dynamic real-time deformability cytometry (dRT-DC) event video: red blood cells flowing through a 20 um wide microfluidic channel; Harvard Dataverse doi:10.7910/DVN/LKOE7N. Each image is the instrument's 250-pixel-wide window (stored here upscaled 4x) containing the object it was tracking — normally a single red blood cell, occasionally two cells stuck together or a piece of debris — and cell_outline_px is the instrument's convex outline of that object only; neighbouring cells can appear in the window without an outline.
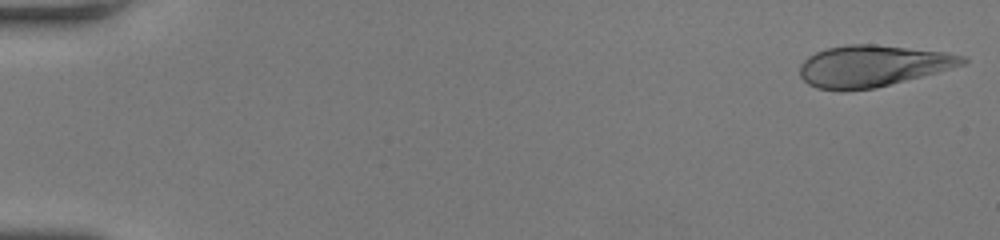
{"species": "human", "species_latin": "Homo sapiens", "temperature_condition": "room temperature", "stored_images_in_passage": 53, "camera_frame_rate_fps": 3000, "um_per_image_px": 0.085, "donor": {"sex": "female"}, "frame": {"image": 1, "passage_image": 1, "time_ms": 0.0, "image_size_px": [1000, 240], "cell_outline_px": [[968, 60], [964, 64], [936, 72], [876, 88], [840, 92], [816, 88], [808, 84], [800, 76], [800, 64], [808, 56], [824, 48], [848, 44], [876, 44], [948, 52], [964, 56]], "centroid_in_image_um": [74.12, 5.61], "position_along_channel_um": 10.9, "area_um2": 39.59}}
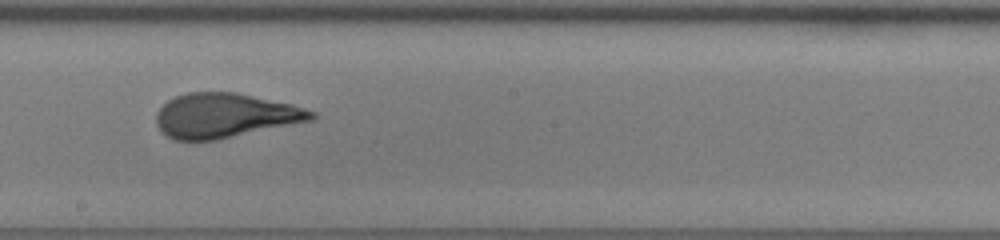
{"frame": {"image": 2, "passage_image": 31, "time_ms": 10.0, "image_size_px": [1000, 240], "cell_outline_px": [[320, 116], [316, 120], [216, 140], [176, 140], [160, 132], [156, 124], [156, 112], [168, 100], [176, 96], [188, 92], [236, 92], [292, 104], [316, 112]], "centroid_in_image_um": [19.17, 9.82], "position_along_channel_um": 229.0, "area_um2": 40.63}}
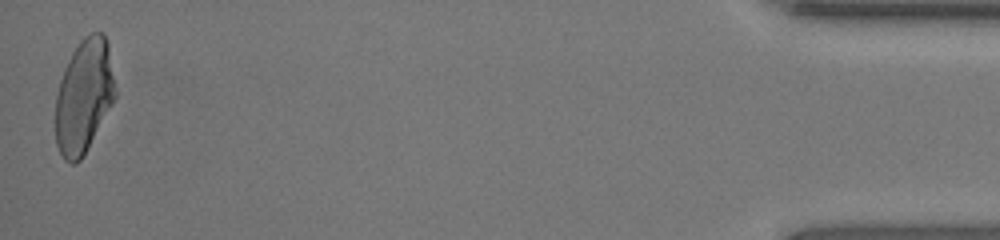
{"frame": {"image": 3, "passage_image": 53, "time_ms": 17.333, "image_size_px": [1000, 240], "cell_outline_px": [[116, 96], [112, 104], [80, 160], [76, 164], [72, 164], [64, 160], [56, 144], [56, 96], [60, 80], [64, 68], [72, 52], [80, 40], [84, 36], [92, 32], [104, 32], [108, 44], [116, 92]], "centroid_in_image_um": [7.13, 8.15], "position_along_channel_um": 428.1, "area_um2": 39.3}, "authors_computed_cell_mechanics": {"area_um2": 39.9398, "velocity_mm_per_s": 3.8702, "shape_relaxation_time_tau1_ms": 5.2174, "shape_relaxation_time_tau2_ms": null, "deformation_change_tau1": 0.2375, "deformation_change_tau2": null}}